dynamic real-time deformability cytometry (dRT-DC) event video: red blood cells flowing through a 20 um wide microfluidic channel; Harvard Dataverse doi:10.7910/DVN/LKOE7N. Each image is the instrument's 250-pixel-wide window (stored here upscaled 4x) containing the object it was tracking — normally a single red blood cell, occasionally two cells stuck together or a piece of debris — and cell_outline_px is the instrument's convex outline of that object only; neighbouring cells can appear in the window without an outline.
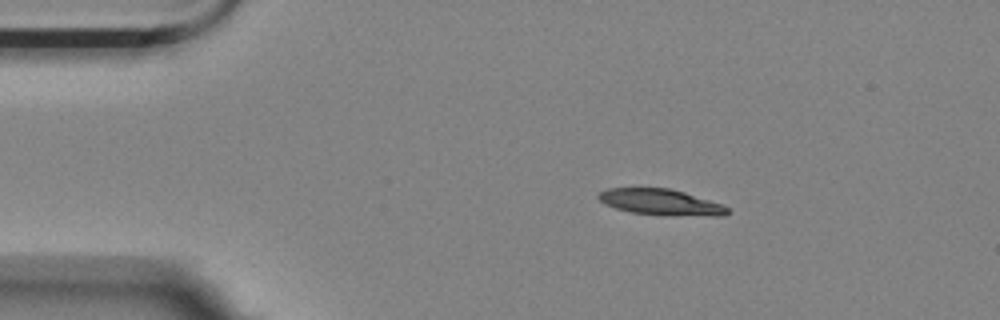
{"species": "Egyptian fruit bat (a non-hibernating species)", "species_latin": "Rousettus aegyptiacus", "temperature_condition": "room temperature", "stored_images_in_passage": 47, "camera_frame_rate_fps": 3000, "um_per_image_px": 0.085, "animal": {"sex": "female"}, "frame": {"image": 1, "passage_image": 1, "time_ms": 0.0, "image_size_px": [1000, 320], "cell_outline_px": [[728, 212], [724, 216], [660, 216], [632, 212], [616, 208], [604, 204], [596, 196], [600, 192], [608, 188], [668, 188], [684, 192], [720, 204], [728, 208]], "centroid_in_image_um": [56.14, 17.2], "position_along_channel_um": 28.9, "area_um2": 19.59}}
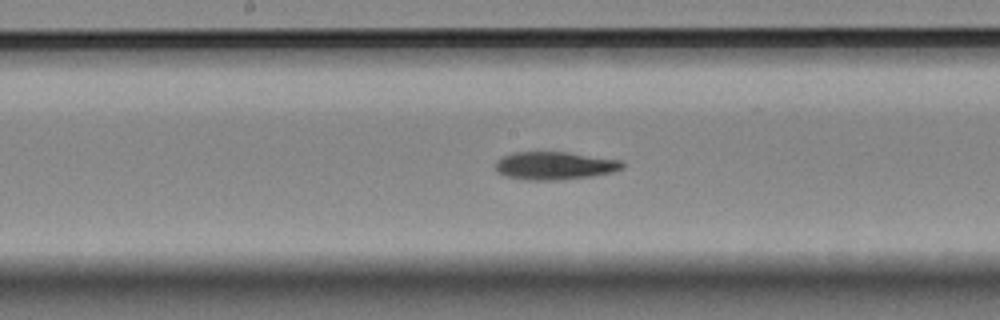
{"frame": {"image": 2, "passage_image": 20, "time_ms": 6.333, "image_size_px": [1000, 320], "cell_outline_px": [[624, 168], [612, 172], [592, 176], [560, 180], [532, 180], [504, 176], [496, 172], [496, 160], [500, 156], [512, 152], [568, 152], [620, 160], [624, 164]], "centroid_in_image_um": [47.11, 14.08], "position_along_channel_um": 201.1, "area_um2": 20.81}}
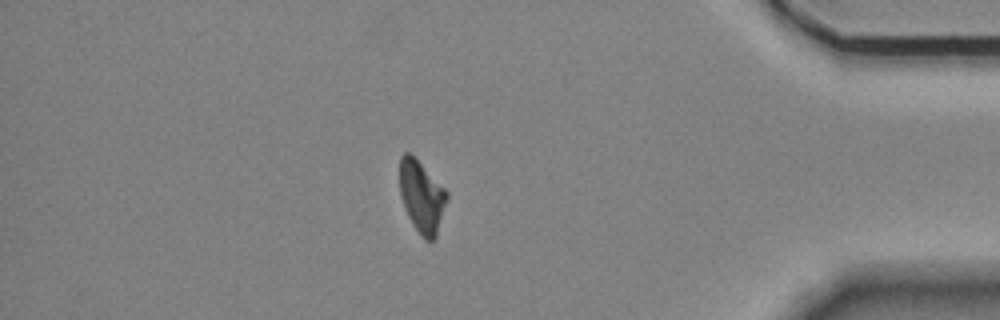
{"frame": {"image": 3, "passage_image": 40, "time_ms": 13.0, "image_size_px": [1000, 320], "cell_outline_px": [[448, 196], [436, 236], [432, 240], [424, 240], [420, 236], [412, 224], [404, 208], [400, 196], [400, 156], [404, 152], [408, 152], [448, 192]], "centroid_in_image_um": [35.82, 16.75], "position_along_channel_um": 399.4, "area_um2": 19.42}, "authors_computed_cell_mechanics": {"area_um2": 20.3456, "velocity_mm_per_s": 3.5223, "shape_relaxation_time_tau1_ms": 5.9944, "shape_relaxation_time_tau2_ms": null, "deformation_change_tau1": 0.1917, "deformation_change_tau2": null}}